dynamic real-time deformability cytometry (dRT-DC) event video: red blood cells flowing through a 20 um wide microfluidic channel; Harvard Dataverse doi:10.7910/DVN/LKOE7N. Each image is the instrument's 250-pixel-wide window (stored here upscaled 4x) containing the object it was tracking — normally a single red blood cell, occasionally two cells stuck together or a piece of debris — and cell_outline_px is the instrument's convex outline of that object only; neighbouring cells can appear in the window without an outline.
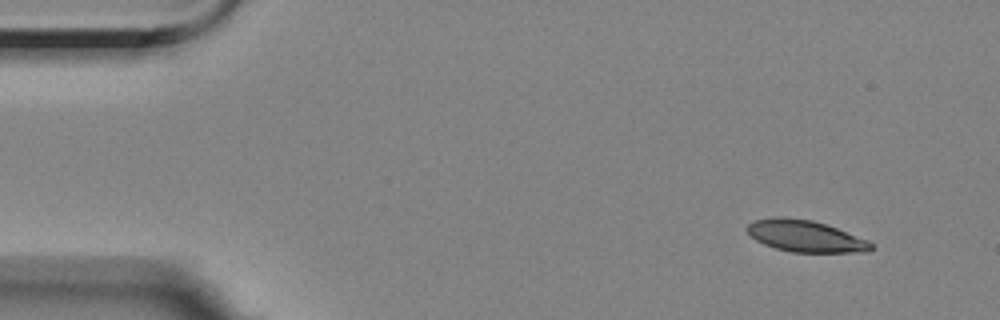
{"species": "Egyptian fruit bat (a non-hibernating species)", "species_latin": "Rousettus aegyptiacus", "temperature_condition": "room temperature", "stored_images_in_passage": 54, "camera_frame_rate_fps": 3000, "um_per_image_px": 0.085, "animal": {"sex": "female"}, "frame": {"image": 1, "passage_image": 1, "time_ms": 0.0, "image_size_px": [1000, 320], "cell_outline_px": [[872, 248], [868, 252], [792, 252], [776, 248], [764, 244], [756, 240], [748, 232], [748, 224], [752, 220], [812, 220], [836, 228], [868, 240], [872, 244]], "centroid_in_image_um": [68.52, 20.12], "position_along_channel_um": 16.5, "area_um2": 21.73}}
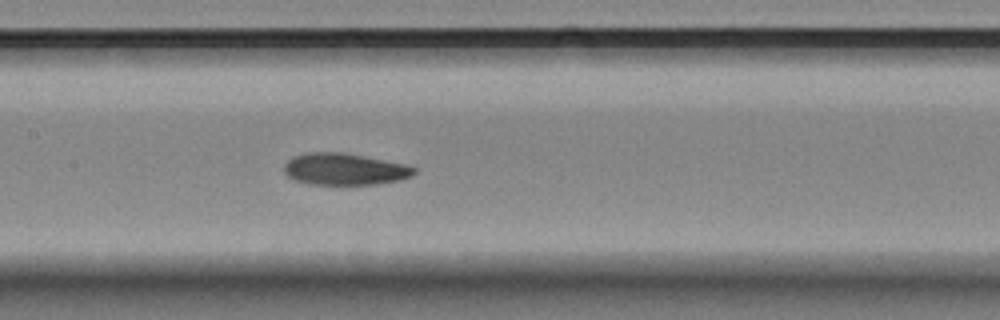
{"frame": {"image": 2, "passage_image": 23, "time_ms": 7.333, "image_size_px": [1000, 320], "cell_outline_px": [[416, 172], [412, 176], [400, 180], [376, 184], [308, 184], [296, 180], [288, 176], [284, 172], [284, 164], [292, 156], [304, 152], [340, 152], [364, 156], [404, 164], [416, 168]], "centroid_in_image_um": [29.26, 14.37], "position_along_channel_um": 178.1, "area_um2": 24.04}}
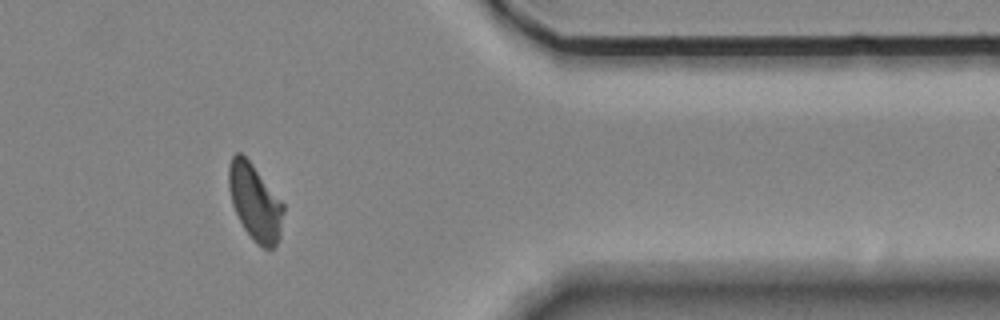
{"frame": {"image": 3, "passage_image": 43, "time_ms": 14.0, "image_size_px": [1000, 320], "cell_outline_px": [[284, 212], [280, 236], [276, 244], [272, 248], [264, 248], [252, 240], [244, 228], [232, 204], [228, 188], [228, 164], [232, 156], [236, 152], [240, 152], [252, 164], [284, 204]], "centroid_in_image_um": [21.66, 17.18], "position_along_channel_um": 389.7, "area_um2": 24.22}, "authors_computed_cell_mechanics": {"area_um2": 24.2471, "velocity_mm_per_s": 3.4829, "shape_relaxation_time_tau1_ms": 4.3184, "shape_relaxation_time_tau2_ms": 2.495, "deformation_change_tau1": 0.148, "deformation_change_tau2": 0.0623}}